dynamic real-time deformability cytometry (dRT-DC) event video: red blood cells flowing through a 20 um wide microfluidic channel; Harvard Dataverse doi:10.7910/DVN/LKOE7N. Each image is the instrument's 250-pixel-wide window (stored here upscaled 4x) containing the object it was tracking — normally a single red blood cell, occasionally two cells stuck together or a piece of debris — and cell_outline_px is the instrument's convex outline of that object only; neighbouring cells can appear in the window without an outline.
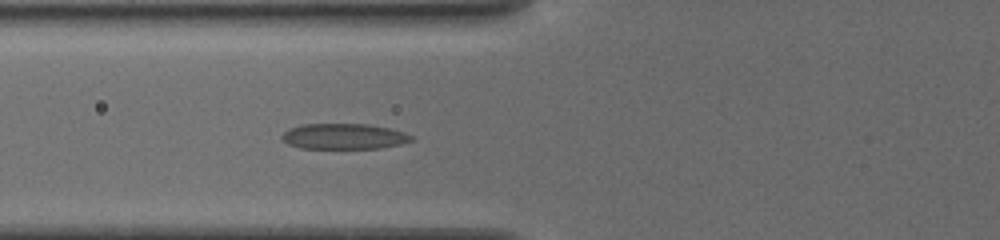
{"species": "common noctule bat (a hibernating species)", "species_latin": "Nyctalus noctula", "temperature_condition": "cold", "stored_images_in_passage": 39, "camera_frame_rate_fps": 3000, "um_per_image_px": 0.085, "animal": {"sex": "female", "body_mass_g": 19.5, "forearm_length_mm": 54.1}, "frame": {"image": 1, "passage_image": 7, "time_ms": 1.667, "image_size_px": [1000, 240], "cell_outline_px": [[416, 140], [400, 144], [380, 148], [300, 148], [288, 144], [280, 136], [288, 128], [304, 124], [368, 124], [388, 128], [404, 132], [412, 136]], "centroid_in_image_um": [29.24, 11.59], "position_along_channel_um": 96.6, "area_um2": 19.31}}
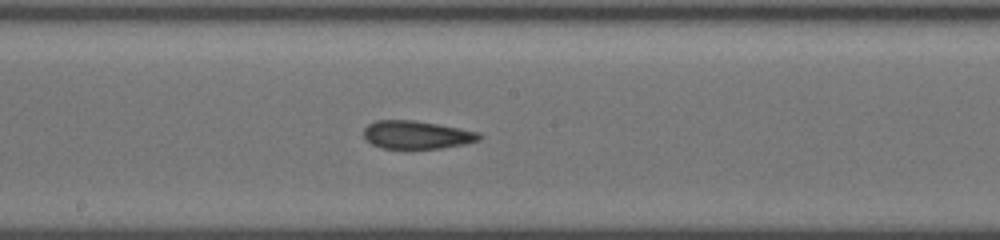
{"frame": {"image": 2, "passage_image": 19, "time_ms": 4.667, "image_size_px": [1000, 240], "cell_outline_px": [[484, 136], [480, 140], [464, 144], [440, 148], [412, 152], [380, 148], [364, 140], [364, 128], [368, 124], [376, 120], [416, 120], [460, 128], [480, 132]], "centroid_in_image_um": [35.4, 11.51], "position_along_channel_um": 212.8, "area_um2": 19.94}}
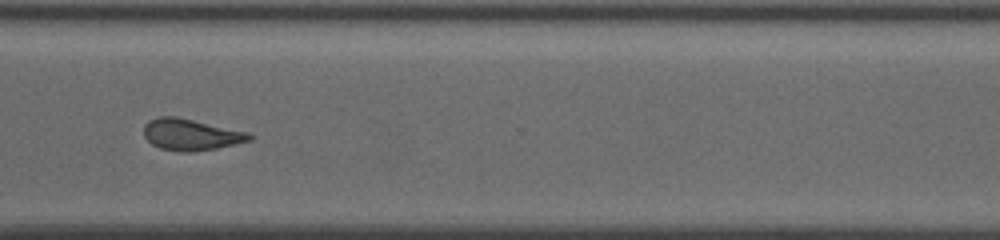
{"frame": {"image": 3, "passage_image": 33, "time_ms": 8.333, "image_size_px": [1000, 240], "cell_outline_px": [[252, 140], [216, 148], [192, 152], [180, 152], [160, 148], [152, 144], [144, 136], [144, 124], [148, 120], [156, 116], [176, 116], [248, 132], [252, 136]], "centroid_in_image_um": [16.19, 11.43], "position_along_channel_um": 354.4, "area_um2": 19.36}, "authors_computed_cell_mechanics": {"area_um2": 19.1318, "velocity_mm_per_s": 3.8663, "shape_relaxation_time_tau1_ms": null, "shape_relaxation_time_tau2_ms": 2.9035, "deformation_change_tau1": null, "deformation_change_tau2": 0.1163}}